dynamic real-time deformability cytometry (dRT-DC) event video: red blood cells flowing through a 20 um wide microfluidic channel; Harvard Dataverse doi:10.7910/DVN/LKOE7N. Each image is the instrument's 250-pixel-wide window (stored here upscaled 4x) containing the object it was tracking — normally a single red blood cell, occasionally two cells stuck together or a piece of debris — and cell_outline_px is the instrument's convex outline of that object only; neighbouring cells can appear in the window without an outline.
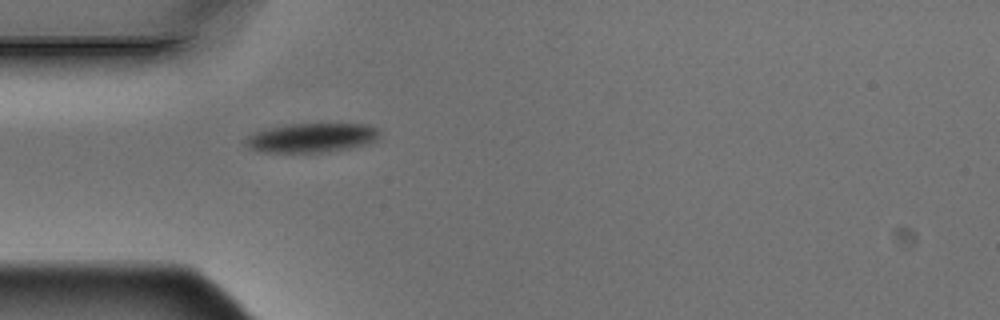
{"species": "Egyptian fruit bat (a non-hibernating species)", "species_latin": "Rousettus aegyptiacus", "temperature_condition": "warm", "stored_images_in_passage": 1, "camera_frame_rate_fps": 3000, "um_per_image_px": 0.085, "animal": {"sex": "male"}, "frame": {"image": 1, "passage_image": 1, "time_ms": 0.0, "image_size_px": [1000, 320], "cell_outline_px": [[380, 136], [376, 140], [368, 144], [348, 148], [324, 152], [264, 152], [248, 148], [244, 144], [244, 140], [248, 136], [264, 128], [288, 124], [368, 124], [380, 128]], "centroid_in_image_um": [26.5, 11.7], "position_along_channel_um": 58.5, "area_um2": 23.06}}